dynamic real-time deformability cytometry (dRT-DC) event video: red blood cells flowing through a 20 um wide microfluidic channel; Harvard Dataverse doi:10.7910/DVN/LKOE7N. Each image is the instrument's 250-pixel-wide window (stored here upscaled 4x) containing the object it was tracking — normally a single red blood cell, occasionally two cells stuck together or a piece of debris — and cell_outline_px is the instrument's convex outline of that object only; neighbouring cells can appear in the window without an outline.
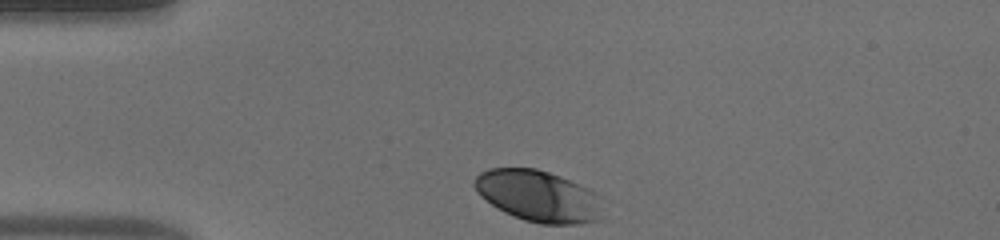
{"species": "human", "species_latin": "Homo sapiens", "temperature_condition": "warm", "stored_images_in_passage": 33, "camera_frame_rate_fps": 3000, "um_per_image_px": 0.085, "donor": {"sex": "male"}, "frame": {"image": 1, "passage_image": 1, "time_ms": 0.0, "image_size_px": [1000, 240], "cell_outline_px": [[604, 220], [580, 224], [540, 224], [524, 220], [504, 212], [480, 196], [476, 192], [472, 184], [476, 176], [480, 172], [488, 168], [536, 168], [560, 176], [588, 188], [596, 192]], "centroid_in_image_um": [45.75, 16.67], "position_along_channel_um": 39.2, "area_um2": 38.67}}
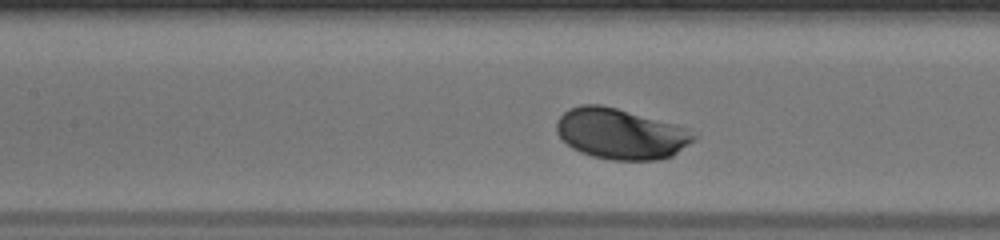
{"frame": {"image": 2, "passage_image": 13, "time_ms": 4.0, "image_size_px": [1000, 240], "cell_outline_px": [[700, 136], [696, 140], [672, 156], [660, 160], [612, 160], [592, 156], [580, 152], [572, 148], [556, 132], [556, 120], [568, 108], [580, 104], [600, 104], [616, 108], [688, 128]], "centroid_in_image_um": [52.78, 11.38], "position_along_channel_um": 154.6, "area_um2": 40.69}}
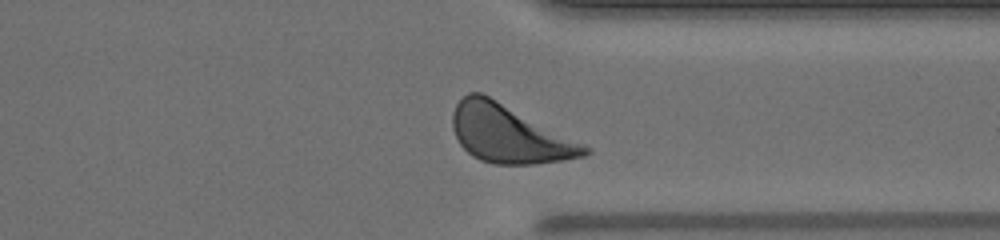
{"frame": {"image": 3, "passage_image": 30, "time_ms": 9.667, "image_size_px": [1000, 240], "cell_outline_px": [[592, 152], [584, 156], [564, 160], [532, 164], [492, 164], [480, 160], [472, 156], [460, 144], [452, 128], [452, 112], [456, 104], [468, 92], [480, 92], [584, 144]], "centroid_in_image_um": [43.24, 11.4], "position_along_channel_um": 368.2, "area_um2": 43.81}, "authors_computed_cell_mechanics": {"area_um2": 39.593, "velocity_mm_per_s": 3.7804, "shape_relaxation_time_tau1_ms": 1.0059, "shape_relaxation_time_tau2_ms": null, "deformation_change_tau1": 0.0967, "deformation_change_tau2": null}}